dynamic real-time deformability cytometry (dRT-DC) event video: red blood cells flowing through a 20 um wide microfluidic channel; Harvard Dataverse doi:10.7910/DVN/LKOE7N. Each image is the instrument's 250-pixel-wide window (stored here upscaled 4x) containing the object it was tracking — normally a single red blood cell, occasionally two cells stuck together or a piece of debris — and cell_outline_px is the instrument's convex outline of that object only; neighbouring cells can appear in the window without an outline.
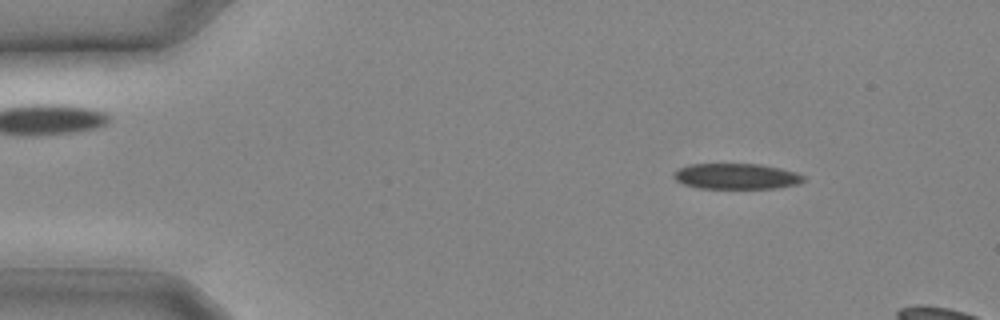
{"species": "common noctule bat (a hibernating species)", "species_latin": "Nyctalus noctula", "temperature_condition": "cold", "stored_images_in_passage": 6, "camera_frame_rate_fps": 3000, "um_per_image_px": 0.085, "animal": {"sex": "male", "body_mass_g": 20.4}, "frame": {"image": 1, "passage_image": 2, "time_ms": 0.333, "image_size_px": [1000, 320], "cell_outline_px": [[804, 180], [800, 184], [776, 188], [696, 188], [684, 184], [676, 180], [672, 176], [672, 172], [688, 164], [760, 164], [780, 168], [796, 172], [804, 176]], "centroid_in_image_um": [62.57, 14.98], "position_along_channel_um": 22.4, "area_um2": 19.54}}